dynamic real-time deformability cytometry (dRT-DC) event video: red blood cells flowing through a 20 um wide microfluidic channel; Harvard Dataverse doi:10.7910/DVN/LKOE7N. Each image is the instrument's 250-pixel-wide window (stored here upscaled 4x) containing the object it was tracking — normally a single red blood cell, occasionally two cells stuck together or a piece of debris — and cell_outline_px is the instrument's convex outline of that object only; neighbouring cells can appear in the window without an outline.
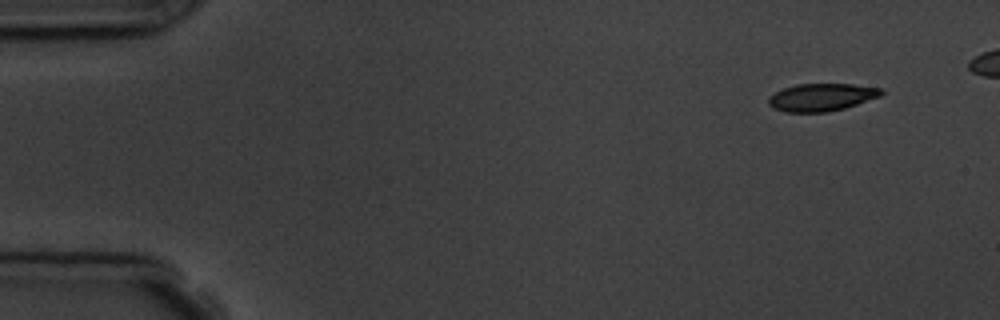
{"species": "common noctule bat (a hibernating species)", "species_latin": "Nyctalus noctula", "temperature_condition": "room temperature", "stored_images_in_passage": 13, "camera_frame_rate_fps": 3000, "um_per_image_px": 0.085, "animal": {"sex": "male", "body_mass_g": 19.5, "forearm_length_mm": 54.6}, "frame": {"image": 1, "passage_image": 1, "time_ms": 0.0, "image_size_px": [1000, 320], "cell_outline_px": [[884, 92], [880, 96], [844, 108], [828, 112], [784, 112], [772, 108], [768, 104], [768, 96], [784, 88], [796, 84], [852, 84], [880, 88]], "centroid_in_image_um": [69.79, 8.27], "position_along_channel_um": 15.2, "area_um2": 18.09}, "authors_computed_cell_mechanics": {"area_um2": 19.7676, "velocity_mm_per_s": 3.6897, "shape_relaxation_time_tau1_ms": 1.8215, "shape_relaxation_time_tau2_ms": null, "deformation_change_tau1": 0.0965, "deformation_change_tau2": null}}